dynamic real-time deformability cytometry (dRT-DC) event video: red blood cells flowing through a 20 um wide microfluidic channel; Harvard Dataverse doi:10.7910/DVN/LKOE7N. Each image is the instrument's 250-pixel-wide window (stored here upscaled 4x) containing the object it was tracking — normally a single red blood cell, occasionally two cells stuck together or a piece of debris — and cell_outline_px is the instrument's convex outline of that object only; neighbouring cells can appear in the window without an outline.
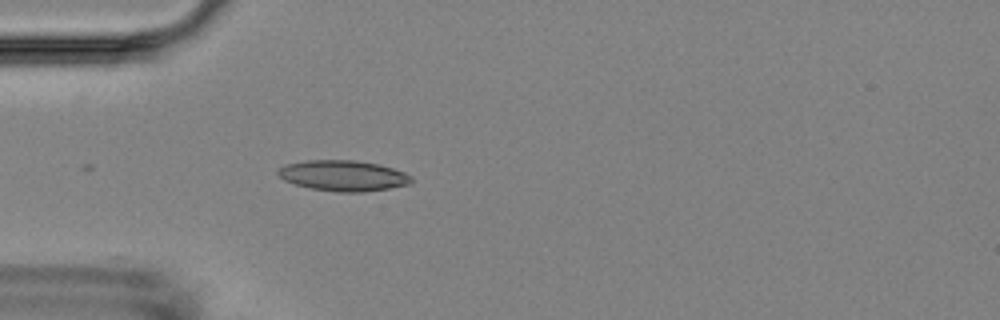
{"species": "Egyptian fruit bat (a non-hibernating species)", "species_latin": "Rousettus aegyptiacus", "temperature_condition": "room temperature", "stored_images_in_passage": 1, "camera_frame_rate_fps": 3000, "um_per_image_px": 0.085, "animal": {"sex": "female"}, "frame": {"image": 1, "passage_image": 1, "time_ms": 0.0, "image_size_px": [1000, 320], "cell_outline_px": [[412, 180], [408, 184], [388, 188], [364, 192], [336, 192], [312, 188], [296, 184], [284, 180], [276, 172], [280, 168], [288, 164], [308, 160], [356, 160], [376, 164], [392, 168], [404, 172], [412, 176]], "centroid_in_image_um": [29.18, 14.93], "position_along_channel_um": 55.8, "area_um2": 23.52}}